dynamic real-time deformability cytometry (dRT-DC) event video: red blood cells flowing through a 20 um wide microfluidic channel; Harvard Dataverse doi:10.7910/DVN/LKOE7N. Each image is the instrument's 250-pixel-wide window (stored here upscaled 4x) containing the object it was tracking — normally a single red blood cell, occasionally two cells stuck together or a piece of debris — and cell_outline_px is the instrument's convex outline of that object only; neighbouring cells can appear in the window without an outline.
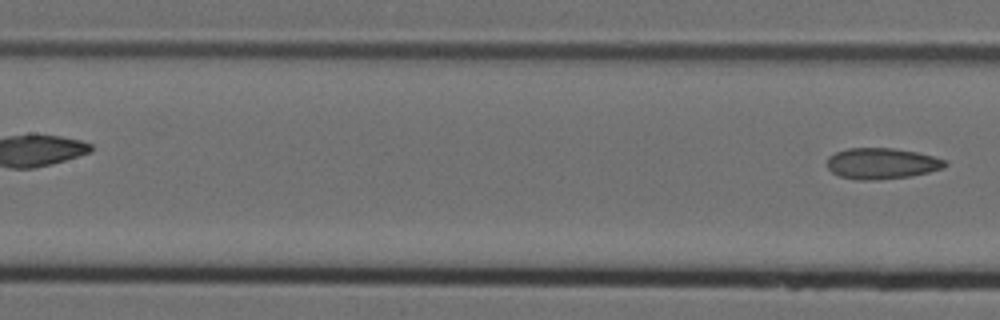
{"species": "Egyptian fruit bat (a non-hibernating species)", "species_latin": "Rousettus aegyptiacus", "temperature_condition": "cold", "stored_images_in_passage": 6, "camera_frame_rate_fps": 3000, "um_per_image_px": 0.085, "animal": {"sex": "female"}, "frame": {"image": 1, "passage_image": 6, "time_ms": 1.667, "image_size_px": [1000, 320], "cell_outline_px": [[948, 164], [944, 168], [912, 176], [880, 180], [856, 180], [840, 176], [832, 172], [828, 168], [828, 156], [836, 152], [848, 148], [892, 148], [916, 152], [932, 156], [944, 160]], "centroid_in_image_um": [74.94, 13.9], "position_along_channel_um": 132.5, "area_um2": 21.33}}